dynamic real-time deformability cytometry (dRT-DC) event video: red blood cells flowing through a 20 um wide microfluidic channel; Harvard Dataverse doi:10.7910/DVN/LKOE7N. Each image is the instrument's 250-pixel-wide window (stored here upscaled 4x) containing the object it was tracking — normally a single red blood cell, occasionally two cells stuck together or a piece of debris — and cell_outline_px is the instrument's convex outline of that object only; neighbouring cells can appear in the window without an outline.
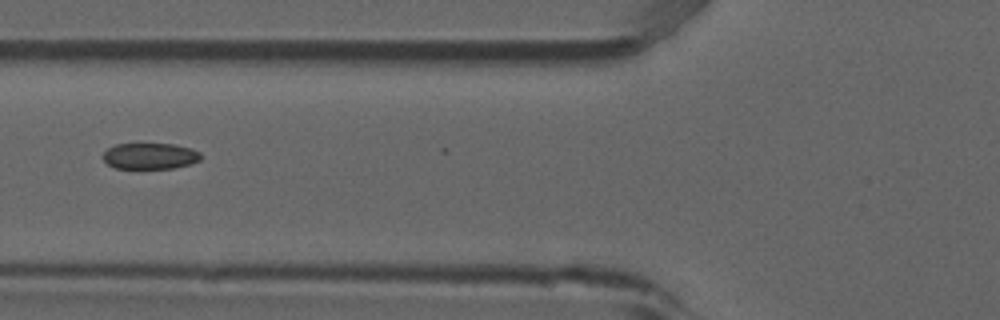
{"species": "common noctule bat (a hibernating species)", "species_latin": "Nyctalus noctula", "temperature_condition": "room temperature", "stored_images_in_passage": 6, "camera_frame_rate_fps": 3000, "um_per_image_px": 0.085, "animal": {"sex": "male", "forearm_length_mm": 52.5}, "frame": {"image": 1, "passage_image": 6, "time_ms": 1.667, "image_size_px": [1000, 320], "cell_outline_px": [[200, 160], [188, 164], [172, 168], [116, 168], [108, 164], [104, 160], [104, 152], [108, 148], [116, 144], [172, 144], [192, 148], [200, 152]], "centroid_in_image_um": [12.75, 13.25], "position_along_channel_um": 113.0, "area_um2": 14.68}}